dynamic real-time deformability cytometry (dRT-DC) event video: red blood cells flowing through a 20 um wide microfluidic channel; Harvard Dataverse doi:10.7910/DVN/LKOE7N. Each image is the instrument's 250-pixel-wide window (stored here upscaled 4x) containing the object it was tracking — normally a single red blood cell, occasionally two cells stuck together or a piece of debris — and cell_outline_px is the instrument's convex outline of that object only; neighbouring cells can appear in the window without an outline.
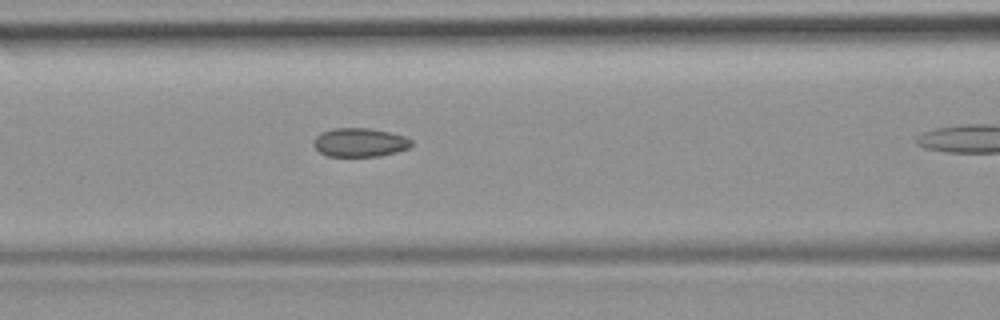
{"species": "common noctule bat (a hibernating species)", "species_latin": "Nyctalus noctula", "temperature_condition": "room temperature", "stored_images_in_passage": 11, "camera_frame_rate_fps": 3000, "um_per_image_px": 0.085, "animal": {"sex": "female", "body_mass_g": 19.9}, "frame": {"image": 1, "passage_image": 10, "time_ms": 3.0, "image_size_px": [1000, 320], "cell_outline_px": [[412, 144], [408, 148], [396, 152], [380, 156], [324, 156], [312, 144], [312, 140], [320, 132], [332, 128], [368, 128], [388, 132], [404, 136], [412, 140]], "centroid_in_image_um": [30.53, 12.1], "position_along_channel_um": 136.1, "area_um2": 16.47}}